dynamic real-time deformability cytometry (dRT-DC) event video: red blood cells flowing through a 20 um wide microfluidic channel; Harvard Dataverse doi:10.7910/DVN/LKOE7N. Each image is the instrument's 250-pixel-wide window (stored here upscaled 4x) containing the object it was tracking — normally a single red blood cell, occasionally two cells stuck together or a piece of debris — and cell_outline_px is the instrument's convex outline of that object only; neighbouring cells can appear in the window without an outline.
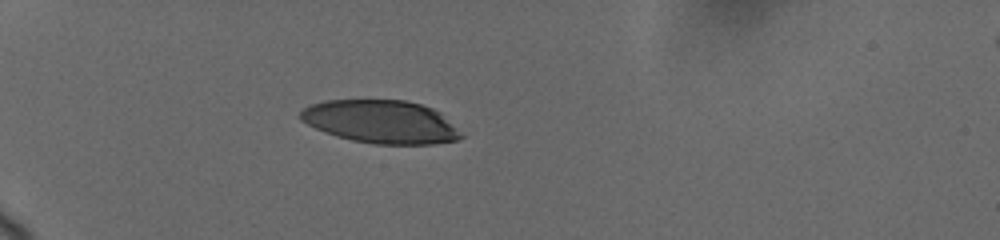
{"species": "human", "species_latin": "Homo sapiens", "temperature_condition": "cold", "stored_images_in_passage": 9, "camera_frame_rate_fps": 3000, "um_per_image_px": 0.085, "donor": {"sex": "female"}, "frame": {"image": 1, "passage_image": 4, "time_ms": 2.667, "image_size_px": [1000, 240], "cell_outline_px": [[464, 136], [456, 140], [432, 144], [372, 144], [352, 140], [336, 136], [324, 132], [300, 120], [300, 112], [308, 104], [324, 100], [404, 100], [420, 104], [432, 108], [440, 112]], "centroid_in_image_um": [32.35, 10.34], "position_along_channel_um": 52.7, "area_um2": 40.29}}
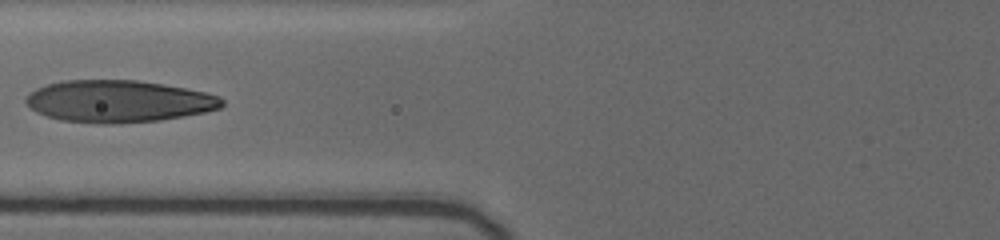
{"frame": {"image": 2, "passage_image": 7, "time_ms": 5.333, "image_size_px": [1000, 240], "cell_outline_px": [[224, 104], [220, 108], [204, 112], [184, 116], [160, 120], [112, 124], [100, 124], [60, 120], [36, 112], [24, 100], [36, 88], [48, 84], [64, 80], [136, 80], [208, 92], [220, 96], [224, 100]], "centroid_in_image_um": [10.1, 8.61], "position_along_channel_um": 115.7, "area_um2": 47.92}}
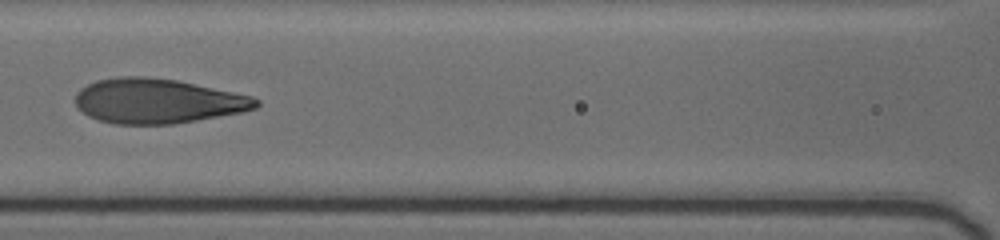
{"frame": {"image": 3, "passage_image": 8, "time_ms": 6.333, "image_size_px": [1000, 240], "cell_outline_px": [[260, 104], [256, 108], [244, 112], [172, 124], [112, 124], [88, 116], [76, 104], [76, 92], [80, 88], [96, 80], [120, 76], [144, 76], [176, 80], [252, 96], [260, 100]], "centroid_in_image_um": [13.4, 8.58], "position_along_channel_um": 153.2, "area_um2": 47.05}}